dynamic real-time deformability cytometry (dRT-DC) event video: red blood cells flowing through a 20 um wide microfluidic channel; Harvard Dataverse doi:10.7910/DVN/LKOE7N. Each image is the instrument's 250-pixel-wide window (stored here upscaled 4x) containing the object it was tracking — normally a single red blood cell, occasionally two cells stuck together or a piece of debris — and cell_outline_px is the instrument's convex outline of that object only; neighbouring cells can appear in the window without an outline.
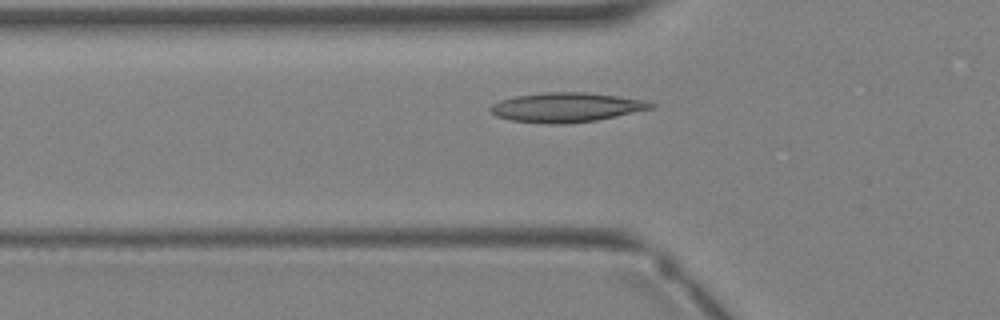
{"species": "Egyptian fruit bat (a non-hibernating species)", "species_latin": "Rousettus aegyptiacus", "temperature_condition": "warm", "stored_images_in_passage": 5, "camera_frame_rate_fps": 3000, "um_per_image_px": 0.085, "animal": {"sex": "female"}, "frame": {"image": 1, "passage_image": 5, "time_ms": 5.333, "image_size_px": [1000, 320], "cell_outline_px": [[656, 104], [652, 108], [616, 116], [596, 120], [564, 124], [548, 124], [512, 120], [496, 116], [488, 108], [492, 104], [500, 100], [516, 96], [544, 92], [584, 92], [616, 96], [644, 100]], "centroid_in_image_um": [48.11, 9.12], "position_along_channel_um": 77.7, "area_um2": 27.34}}